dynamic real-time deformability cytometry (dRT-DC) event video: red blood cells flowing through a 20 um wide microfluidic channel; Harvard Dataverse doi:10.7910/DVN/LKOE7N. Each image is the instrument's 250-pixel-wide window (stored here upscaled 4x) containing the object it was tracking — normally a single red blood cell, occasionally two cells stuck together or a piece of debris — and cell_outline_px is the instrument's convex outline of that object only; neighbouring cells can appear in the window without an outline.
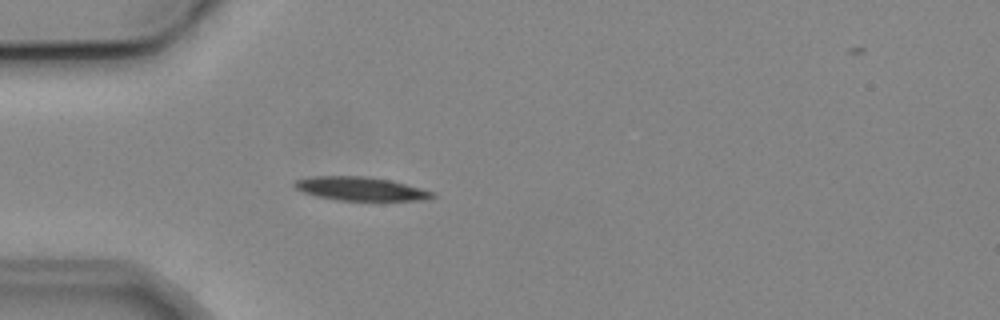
{"species": "common noctule bat (a hibernating species)", "species_latin": "Nyctalus noctula", "temperature_condition": "cold", "stored_images_in_passage": 4, "camera_frame_rate_fps": 3000, "um_per_image_px": 0.085, "animal": {"sex": "male", "body_mass_g": 19.2, "forearm_length_mm": 51.8}, "frame": {"image": 1, "passage_image": 4, "time_ms": 3.667, "image_size_px": [1000, 320], "cell_outline_px": [[436, 196], [428, 200], [336, 200], [316, 196], [304, 192], [296, 188], [292, 184], [292, 180], [312, 176], [364, 176], [388, 180], [436, 192]], "centroid_in_image_um": [30.62, 16.04], "position_along_channel_um": 54.4, "area_um2": 18.96}}